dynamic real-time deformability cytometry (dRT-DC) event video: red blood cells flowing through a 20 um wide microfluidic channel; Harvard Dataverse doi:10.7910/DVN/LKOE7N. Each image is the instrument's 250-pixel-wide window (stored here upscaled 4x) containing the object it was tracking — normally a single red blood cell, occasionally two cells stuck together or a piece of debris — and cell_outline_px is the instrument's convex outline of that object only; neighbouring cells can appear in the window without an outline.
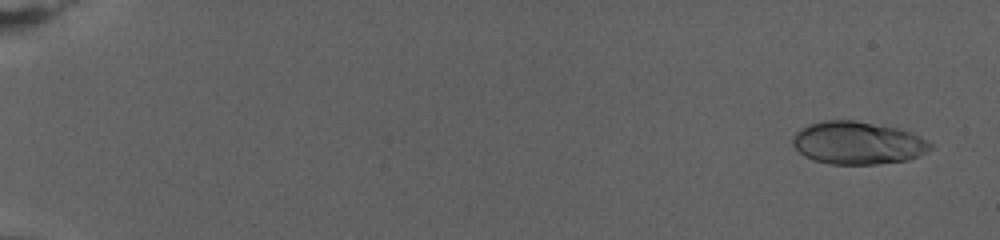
{"species": "human", "species_latin": "Homo sapiens", "temperature_condition": "warm", "stored_images_in_passage": 78, "camera_frame_rate_fps": 3000, "um_per_image_px": 0.085, "donor": {"sex": "female"}, "frame": {"image": 1, "passage_image": 4, "time_ms": 1.0, "image_size_px": [1000, 240], "cell_outline_px": [[932, 148], [908, 160], [876, 164], [828, 164], [812, 160], [804, 156], [792, 144], [792, 140], [796, 132], [800, 128], [808, 124], [824, 120], [852, 120], [900, 128], [920, 136], [932, 144]], "centroid_in_image_um": [72.88, 12.15], "position_along_channel_um": 12.1, "area_um2": 34.33}}
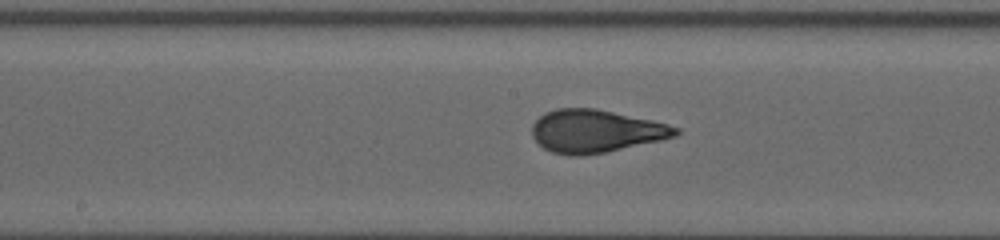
{"frame": {"image": 2, "passage_image": 44, "time_ms": 14.333, "image_size_px": [1000, 240], "cell_outline_px": [[680, 132], [676, 136], [660, 140], [604, 152], [584, 156], [568, 156], [552, 152], [544, 148], [532, 136], [532, 124], [544, 112], [556, 108], [596, 108], [652, 120], [668, 124], [680, 128]], "centroid_in_image_um": [50.62, 11.14], "position_along_channel_um": 197.6, "area_um2": 35.84}}
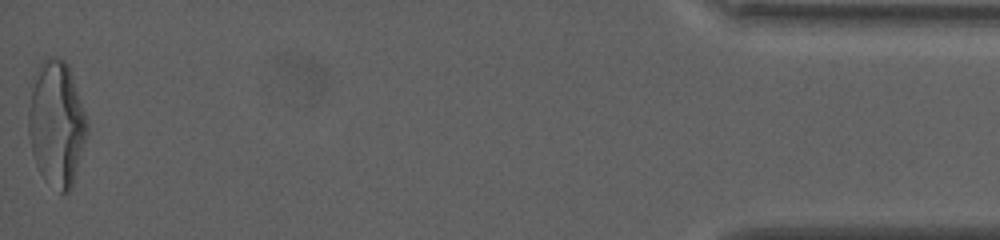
{"frame": {"image": 3, "passage_image": 78, "time_ms": 25.667, "image_size_px": [1000, 240], "cell_outline_px": [[88, 132], [72, 188], [68, 192], [60, 192], [44, 180], [36, 164], [32, 152], [28, 132], [28, 112], [32, 88], [40, 64], [48, 56], [56, 56], [64, 60], [68, 64], [88, 120]], "centroid_in_image_um": [4.83, 10.53], "position_along_channel_um": 430.4, "area_um2": 42.77}, "authors_computed_cell_mechanics": {"area_um2": 34.8823, "velocity_mm_per_s": 2.7666, "shape_relaxation_time_tau1_ms": 9.5655, "shape_relaxation_time_tau2_ms": null, "deformation_change_tau1": 0.2857, "deformation_change_tau2": null}}